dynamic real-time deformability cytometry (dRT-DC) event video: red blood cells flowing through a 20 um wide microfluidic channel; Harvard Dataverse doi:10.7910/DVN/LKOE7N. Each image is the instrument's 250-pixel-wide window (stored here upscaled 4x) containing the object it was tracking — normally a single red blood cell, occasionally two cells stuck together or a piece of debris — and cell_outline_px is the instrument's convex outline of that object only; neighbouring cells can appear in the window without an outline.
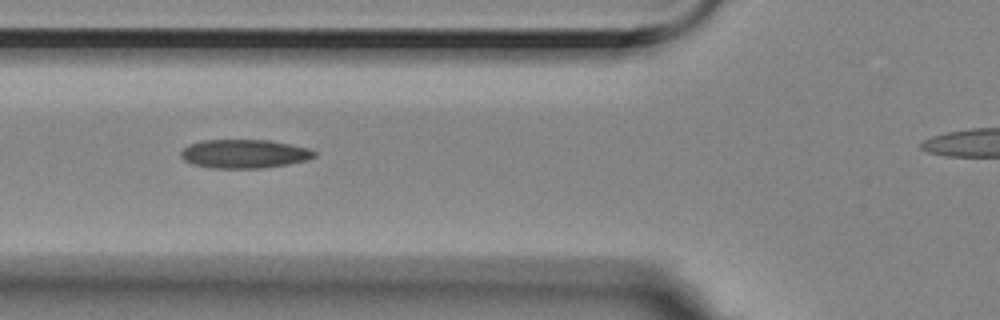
{"species": "Egyptian fruit bat (a non-hibernating species)", "species_latin": "Rousettus aegyptiacus", "temperature_condition": "room temperature", "stored_images_in_passage": 8, "camera_frame_rate_fps": 3000, "um_per_image_px": 0.085, "animal": {"sex": "female"}, "frame": {"image": 1, "passage_image": 4, "time_ms": 1.0, "image_size_px": [1000, 320], "cell_outline_px": [[316, 156], [308, 160], [288, 164], [260, 168], [208, 168], [192, 164], [184, 160], [180, 156], [180, 152], [188, 144], [204, 140], [268, 140], [308, 148], [316, 152]], "centroid_in_image_um": [20.74, 13.08], "position_along_channel_um": 105.1, "area_um2": 22.37}}
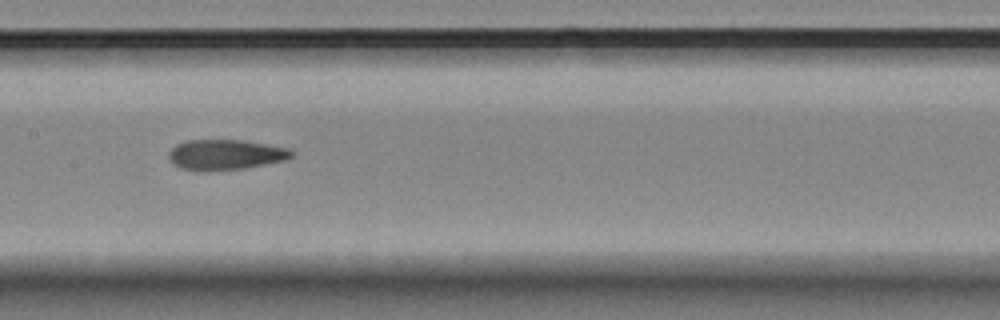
{"frame": {"image": 2, "passage_image": 6, "time_ms": 1.667, "image_size_px": [1000, 320], "cell_outline_px": [[296, 152], [292, 156], [284, 160], [244, 168], [200, 172], [180, 168], [172, 160], [168, 152], [176, 144], [188, 140], [240, 140], [288, 148]], "centroid_in_image_um": [19.15, 13.15], "position_along_channel_um": 188.2, "area_um2": 21.5}}
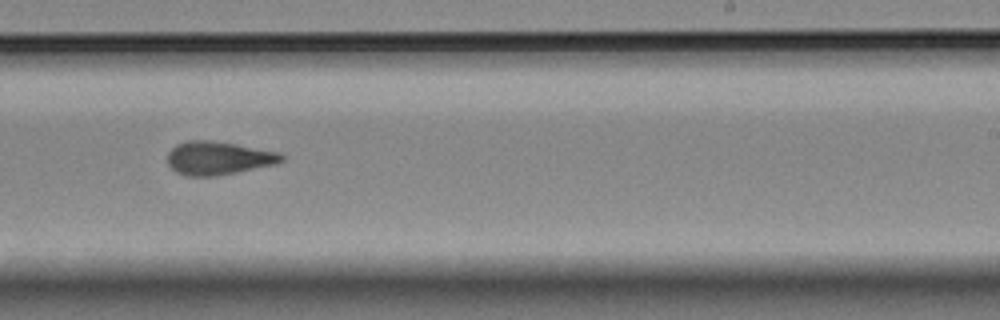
{"frame": {"image": 3, "passage_image": 8, "time_ms": 2.333, "image_size_px": [1000, 320], "cell_outline_px": [[284, 160], [276, 164], [216, 176], [188, 176], [176, 172], [168, 164], [168, 152], [176, 144], [188, 140], [208, 140], [236, 144], [280, 152], [284, 156]], "centroid_in_image_um": [18.56, 13.43], "position_along_channel_um": 270.4, "area_um2": 22.14}}